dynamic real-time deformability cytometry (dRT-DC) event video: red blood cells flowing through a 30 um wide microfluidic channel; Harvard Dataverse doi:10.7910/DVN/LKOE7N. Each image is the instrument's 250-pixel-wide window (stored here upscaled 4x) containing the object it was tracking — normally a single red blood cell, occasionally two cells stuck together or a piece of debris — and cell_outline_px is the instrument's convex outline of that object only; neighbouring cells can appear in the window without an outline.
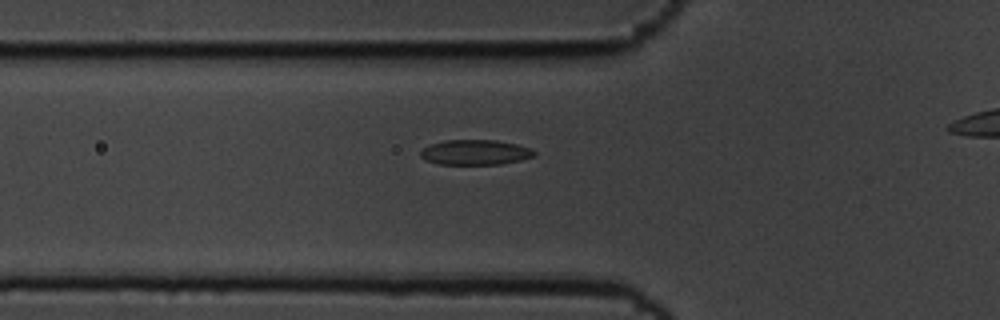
{"species": "common noctule bat (a hibernating species)", "species_latin": "Nyctalus noctula", "temperature_condition": "cold", "stored_images_in_passage": 33, "camera_frame_rate_fps": 3000, "um_per_image_px": 0.085, "animal": {"sex": "male", "body_mass_g": 19.5, "forearm_length_mm": 54.6}, "frame": {"image": 1, "passage_image": 3, "time_ms": 0.667, "image_size_px": [1000, 320], "cell_outline_px": [[536, 156], [520, 160], [500, 164], [440, 164], [424, 160], [420, 156], [420, 152], [428, 144], [444, 140], [496, 140], [516, 144], [532, 148], [536, 152]], "centroid_in_image_um": [40.39, 12.94], "position_along_channel_um": 85.4, "area_um2": 16.76}}
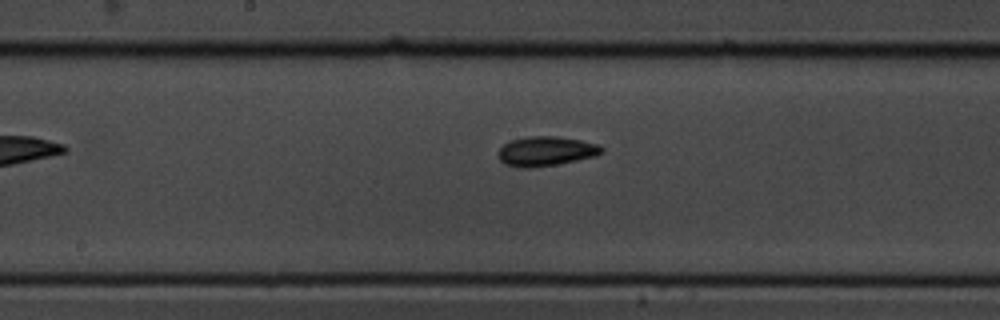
{"frame": {"image": 2, "passage_image": 13, "time_ms": 4.0, "image_size_px": [1000, 320], "cell_outline_px": [[604, 152], [596, 156], [560, 164], [532, 168], [524, 168], [504, 164], [500, 160], [496, 152], [504, 144], [512, 140], [528, 136], [556, 136], [580, 140], [596, 144], [604, 148]], "centroid_in_image_um": [46.4, 12.86], "position_along_channel_um": 201.8, "area_um2": 17.98}}
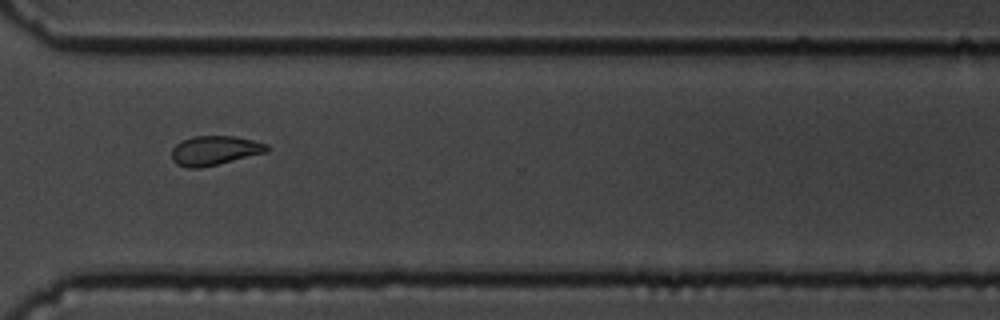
{"frame": {"image": 3, "passage_image": 26, "time_ms": 8.333, "image_size_px": [1000, 320], "cell_outline_px": [[268, 152], [200, 168], [188, 168], [176, 164], [172, 160], [172, 148], [176, 144], [192, 136], [236, 136], [268, 144]], "centroid_in_image_um": [18.24, 12.79], "position_along_channel_um": 352.4, "area_um2": 16.24}}